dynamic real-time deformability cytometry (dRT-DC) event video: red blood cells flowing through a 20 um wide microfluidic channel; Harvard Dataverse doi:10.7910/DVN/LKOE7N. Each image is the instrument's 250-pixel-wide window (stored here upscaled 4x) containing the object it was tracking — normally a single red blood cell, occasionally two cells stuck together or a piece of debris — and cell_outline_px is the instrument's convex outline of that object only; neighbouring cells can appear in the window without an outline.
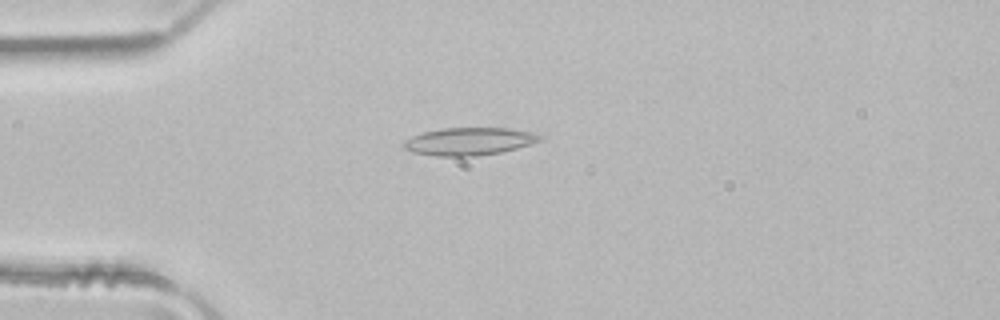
{"species": "common noctule bat (a hibernating species)", "species_latin": "Nyctalus noctula", "temperature_condition": "room temperature", "stored_images_in_passage": 3, "camera_frame_rate_fps": 3000, "um_per_image_px": 0.085, "animal": {"sex": "male", "body_mass_g": 21.5, "forearm_length_mm": 52.0}, "frame": {"image": 1, "passage_image": 3, "time_ms": 0.667, "image_size_px": [1000, 320], "cell_outline_px": [[548, 136], [544, 140], [532, 144], [500, 152], [476, 156], [436, 156], [412, 152], [404, 148], [404, 140], [412, 136], [424, 132], [444, 128], [508, 128], [548, 132]], "centroid_in_image_um": [40.07, 12.0], "position_along_channel_um": 44.9, "area_um2": 22.54}}